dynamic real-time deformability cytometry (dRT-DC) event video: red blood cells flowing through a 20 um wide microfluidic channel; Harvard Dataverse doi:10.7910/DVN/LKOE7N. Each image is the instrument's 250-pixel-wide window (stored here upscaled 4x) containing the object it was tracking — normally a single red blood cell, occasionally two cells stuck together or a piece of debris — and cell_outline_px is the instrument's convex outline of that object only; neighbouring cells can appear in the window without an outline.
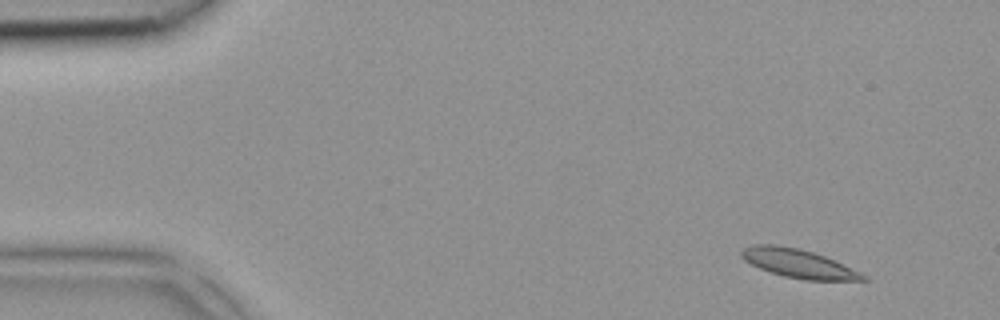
{"species": "common noctule bat (a hibernating species)", "species_latin": "Nyctalus noctula", "temperature_condition": "room temperature", "stored_images_in_passage": 4, "camera_frame_rate_fps": 3000, "um_per_image_px": 0.085, "animal": {"sex": "female", "body_mass_g": 18.4}, "frame": {"image": 1, "passage_image": 1, "time_ms": 0.0, "image_size_px": [1000, 320], "cell_outline_px": [[868, 280], [804, 280], [784, 276], [760, 268], [744, 260], [740, 256], [740, 252], [744, 248], [752, 244], [776, 244], [796, 248], [812, 252], [824, 256], [860, 272], [868, 276]], "centroid_in_image_um": [67.84, 22.39], "position_along_channel_um": 17.2, "area_um2": 20.06}}